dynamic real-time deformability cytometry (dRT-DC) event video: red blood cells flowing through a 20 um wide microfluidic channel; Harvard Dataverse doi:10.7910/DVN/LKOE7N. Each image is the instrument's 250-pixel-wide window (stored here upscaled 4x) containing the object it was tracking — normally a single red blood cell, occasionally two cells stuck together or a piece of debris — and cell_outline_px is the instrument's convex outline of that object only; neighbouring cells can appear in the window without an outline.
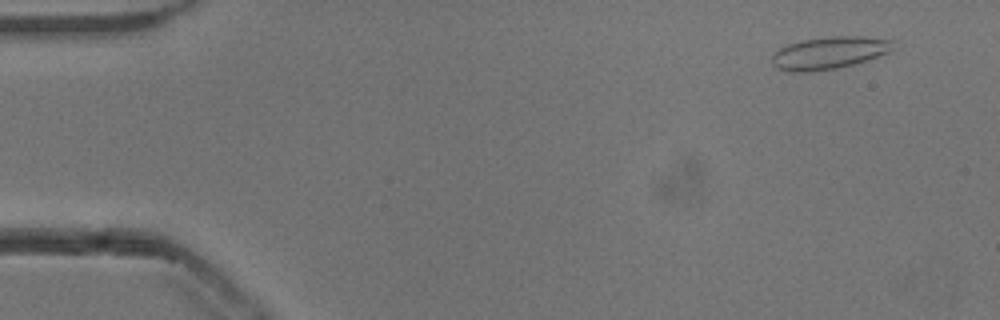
{"species": "common noctule bat (a hibernating species)", "species_latin": "Nyctalus noctula", "temperature_condition": "cold", "stored_images_in_passage": 54, "camera_frame_rate_fps": 3000, "um_per_image_px": 0.085, "animal": {"sex": "male", "body_mass_g": 13.3}, "frame": {"image": 1, "passage_image": 4, "time_ms": 1.0, "image_size_px": [1000, 320], "cell_outline_px": [[896, 40], [892, 48], [888, 52], [880, 56], [852, 64], [836, 68], [812, 72], [788, 72], [772, 64], [772, 56], [780, 48], [788, 44], [800, 40], [832, 36], [860, 36]], "centroid_in_image_um": [70.49, 4.49], "position_along_channel_um": 14.5, "area_um2": 22.83}}
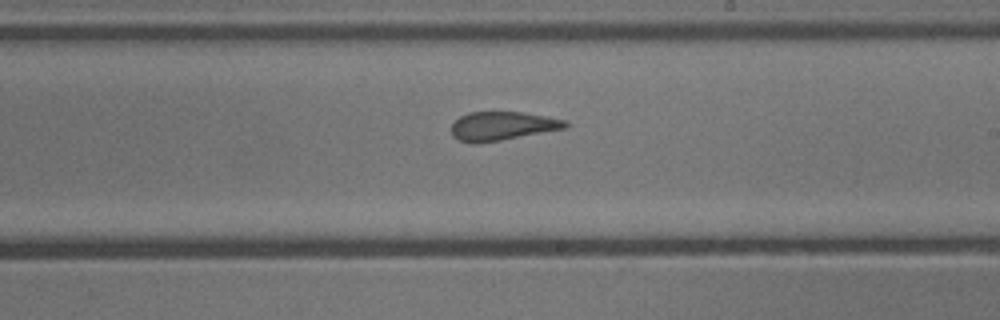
{"frame": {"image": 2, "passage_image": 31, "time_ms": 10.0, "image_size_px": [1000, 320], "cell_outline_px": [[568, 128], [500, 140], [476, 144], [472, 144], [460, 140], [452, 136], [452, 124], [460, 116], [468, 112], [524, 112], [568, 120]], "centroid_in_image_um": [42.72, 10.71], "position_along_channel_um": 246.3, "area_um2": 19.19}}
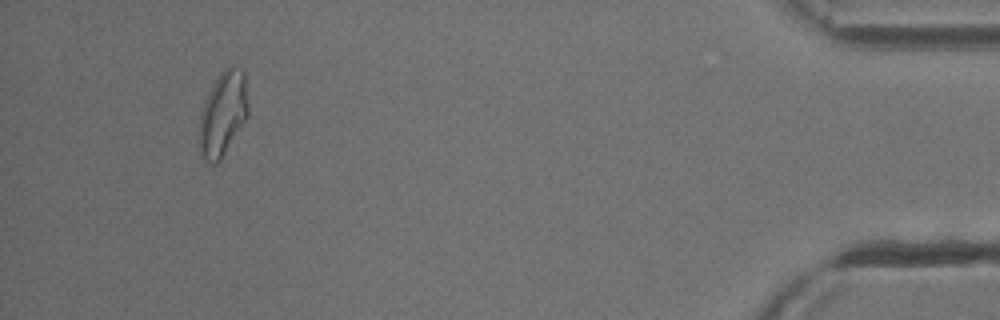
{"frame": {"image": 3, "passage_image": 50, "time_ms": 16.333, "image_size_px": [1000, 320], "cell_outline_px": [[248, 116], [220, 160], [216, 164], [212, 164], [204, 160], [200, 156], [200, 112], [204, 100], [212, 84], [220, 72], [228, 64], [232, 64], [244, 72], [248, 104]], "centroid_in_image_um": [18.94, 9.64], "position_along_channel_um": 416.3, "area_um2": 24.16}}